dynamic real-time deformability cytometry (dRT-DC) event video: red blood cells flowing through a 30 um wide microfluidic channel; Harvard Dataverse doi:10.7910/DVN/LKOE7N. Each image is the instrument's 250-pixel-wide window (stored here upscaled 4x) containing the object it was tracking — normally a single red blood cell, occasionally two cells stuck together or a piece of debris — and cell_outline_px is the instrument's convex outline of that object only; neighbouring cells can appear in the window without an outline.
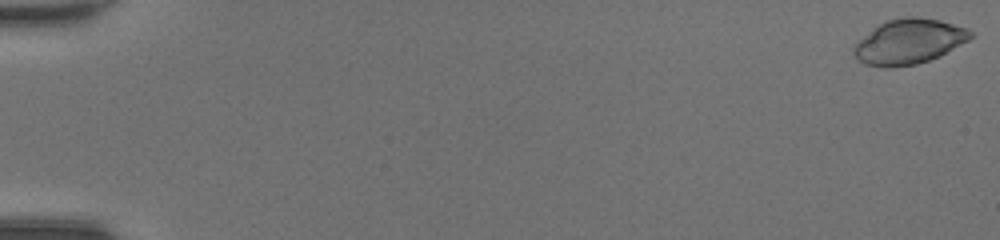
{"species": "common noctule bat (a hibernating species)", "species_latin": "Nyctalus noctula", "temperature_condition": "room temperature", "stored_images_in_passage": 49, "camera_frame_rate_fps": 3000, "um_per_image_px": 0.085, "animal": {"sex": "female", "body_mass_g": 20.0, "forearm_length_mm": 54.0}, "frame": {"image": 1, "passage_image": 1, "time_ms": 0.0, "image_size_px": [1000, 240], "cell_outline_px": [[972, 36], [968, 40], [940, 56], [916, 64], [888, 68], [864, 64], [852, 52], [852, 48], [872, 28], [884, 20], [904, 16], [920, 16], [940, 20], [968, 28], [972, 32]], "centroid_in_image_um": [77.25, 3.51], "position_along_channel_um": 7.7, "area_um2": 30.69}}
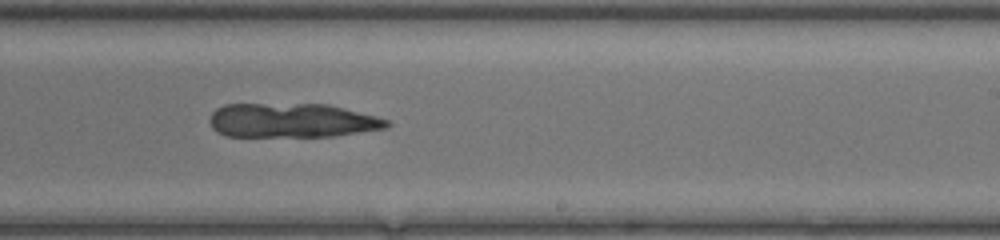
{"frame": {"image": 2, "passage_image": 32, "time_ms": 10.333, "image_size_px": [1000, 240], "cell_outline_px": [[392, 124], [388, 128], [332, 136], [224, 136], [216, 132], [212, 128], [208, 120], [212, 112], [216, 108], [224, 104], [328, 104], [376, 116], [388, 120]], "centroid_in_image_um": [24.79, 10.24], "position_along_channel_um": 264.2, "area_um2": 35.55}}
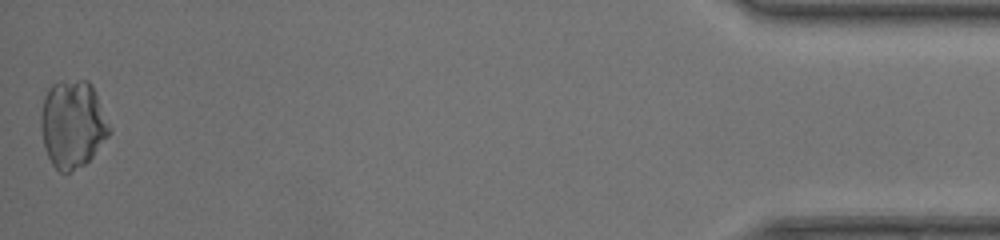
{"frame": {"image": 3, "passage_image": 49, "time_ms": 16.0, "image_size_px": [1000, 240], "cell_outline_px": [[112, 132], [92, 156], [84, 164], [68, 172], [60, 172], [52, 164], [44, 148], [40, 124], [40, 116], [44, 96], [48, 88], [52, 84], [60, 80], [88, 80], [92, 84], [112, 128]], "centroid_in_image_um": [6.17, 10.51], "position_along_channel_um": 429.0, "area_um2": 35.26}}